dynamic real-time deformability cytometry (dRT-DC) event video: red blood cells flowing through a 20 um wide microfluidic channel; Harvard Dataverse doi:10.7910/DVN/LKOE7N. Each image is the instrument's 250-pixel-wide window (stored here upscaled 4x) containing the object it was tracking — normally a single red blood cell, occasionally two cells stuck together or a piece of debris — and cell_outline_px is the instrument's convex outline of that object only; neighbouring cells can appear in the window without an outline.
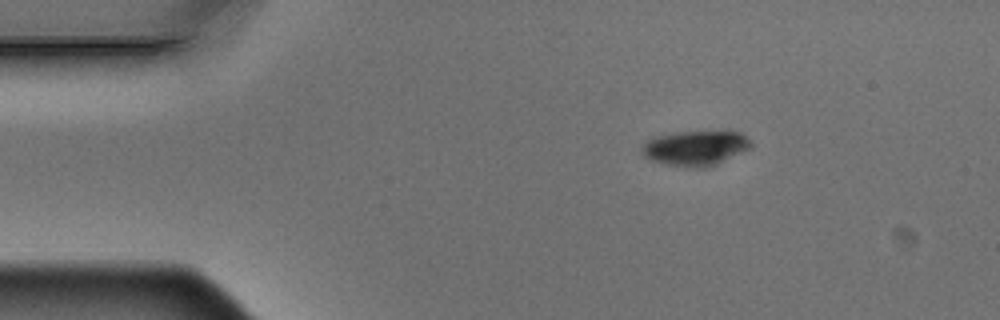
{"species": "Egyptian fruit bat (a non-hibernating species)", "species_latin": "Rousettus aegyptiacus", "temperature_condition": "warm", "stored_images_in_passage": 4, "camera_frame_rate_fps": 3000, "um_per_image_px": 0.085, "animal": {"sex": "male"}, "frame": {"image": 1, "passage_image": 2, "time_ms": 0.333, "image_size_px": [1000, 320], "cell_outline_px": [[752, 144], [748, 148], [708, 168], [684, 168], [664, 164], [652, 160], [644, 156], [640, 152], [640, 148], [652, 136], [676, 132], [728, 128], [740, 132]], "centroid_in_image_um": [59.08, 12.54], "position_along_channel_um": 25.9, "area_um2": 23.0}}